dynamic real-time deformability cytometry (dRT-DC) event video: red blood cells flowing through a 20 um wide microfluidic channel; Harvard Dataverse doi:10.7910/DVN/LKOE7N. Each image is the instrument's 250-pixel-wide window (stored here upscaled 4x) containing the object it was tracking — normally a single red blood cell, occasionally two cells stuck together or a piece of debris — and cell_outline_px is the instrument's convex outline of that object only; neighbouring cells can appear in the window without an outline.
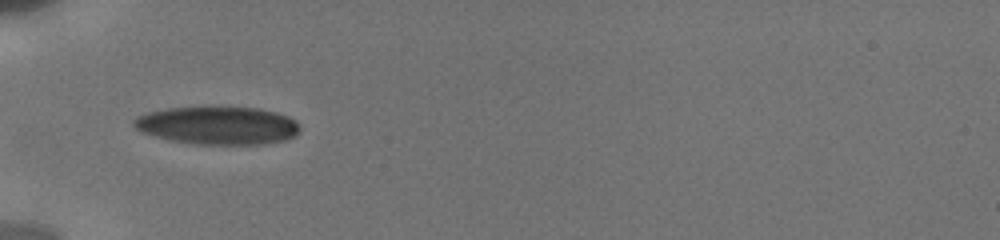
{"species": "human", "species_latin": "Homo sapiens", "temperature_condition": "cold", "stored_images_in_passage": 41, "camera_frame_rate_fps": 3000, "um_per_image_px": 0.085, "donor": {"sex": "male"}, "frame": {"image": 1, "passage_image": 1, "time_ms": 0.0, "image_size_px": [1000, 240], "cell_outline_px": [[300, 132], [296, 136], [284, 140], [264, 144], [196, 144], [172, 140], [156, 136], [144, 132], [136, 128], [132, 124], [132, 120], [136, 116], [148, 112], [168, 108], [208, 104], [220, 104], [260, 108], [276, 112], [288, 116], [296, 120], [300, 124]], "centroid_in_image_um": [18.55, 10.61], "position_along_channel_um": 66.5, "area_um2": 38.03}}
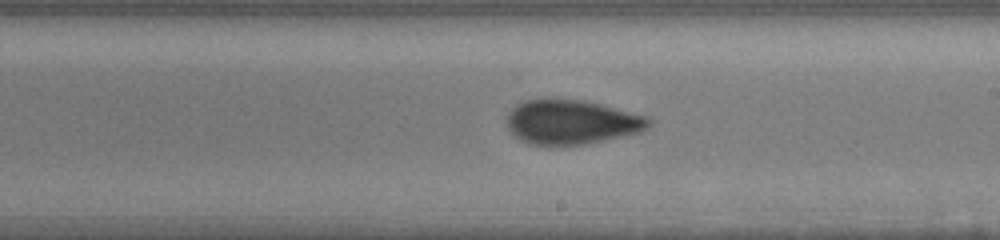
{"frame": {"image": 2, "passage_image": 19, "time_ms": 4.667, "image_size_px": [1000, 240], "cell_outline_px": [[652, 124], [648, 128], [640, 132], [584, 144], [532, 144], [520, 140], [508, 128], [508, 112], [516, 104], [524, 100], [556, 96], [584, 100], [648, 116], [652, 120]], "centroid_in_image_um": [48.58, 10.32], "position_along_channel_um": 240.4, "area_um2": 37.05}}
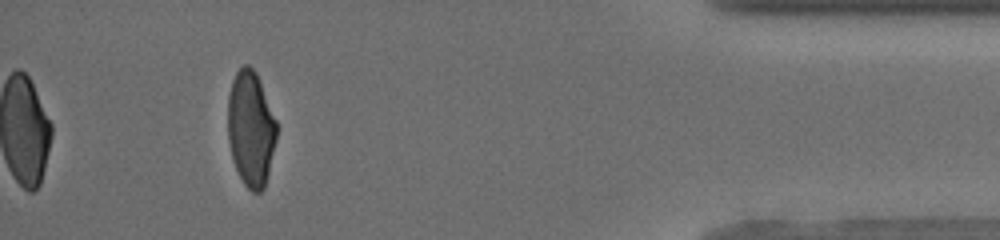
{"frame": {"image": 3, "passage_image": 41, "time_ms": 10.333, "image_size_px": [1000, 240], "cell_outline_px": [[276, 140], [264, 188], [260, 192], [252, 192], [244, 184], [236, 168], [232, 156], [228, 140], [228, 96], [232, 80], [236, 72], [244, 64], [248, 64], [256, 72], [276, 120]], "centroid_in_image_um": [21.31, 10.92], "position_along_channel_um": 413.9, "area_um2": 32.48}, "authors_computed_cell_mechanics": {"area_um2": 36.8764, "velocity_mm_per_s": 3.8554, "shape_relaxation_time_tau1_ms": 4.6753, "shape_relaxation_time_tau2_ms": 1.2597, "deformation_change_tau1": 0.1582, "deformation_change_tau2": 0.0672}}